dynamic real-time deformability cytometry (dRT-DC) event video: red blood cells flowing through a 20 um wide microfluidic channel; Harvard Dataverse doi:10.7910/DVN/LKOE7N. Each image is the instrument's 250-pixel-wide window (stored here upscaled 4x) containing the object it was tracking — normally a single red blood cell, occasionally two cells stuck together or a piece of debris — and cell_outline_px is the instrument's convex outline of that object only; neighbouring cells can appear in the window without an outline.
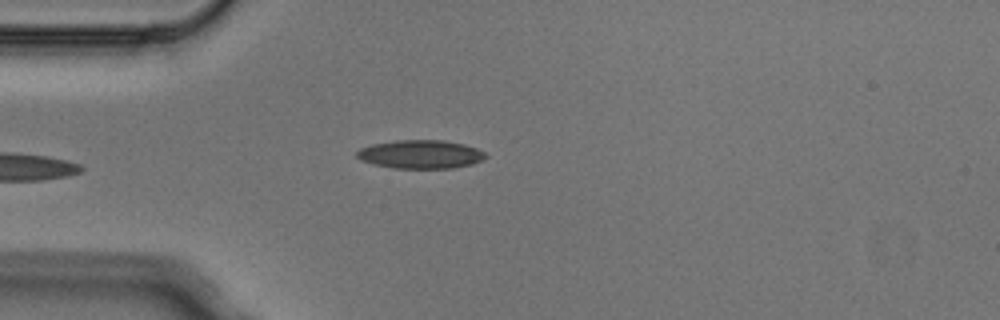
{"species": "Egyptian fruit bat (a non-hibernating species)", "species_latin": "Rousettus aegyptiacus", "temperature_condition": "cold", "stored_images_in_passage": 5, "camera_frame_rate_fps": 3000, "um_per_image_px": 0.085, "animal": {"sex": "male"}, "frame": {"image": 1, "passage_image": 5, "time_ms": 1.333, "image_size_px": [1000, 320], "cell_outline_px": [[488, 156], [472, 164], [452, 168], [392, 168], [360, 160], [356, 156], [356, 152], [360, 148], [372, 144], [396, 140], [444, 140], [464, 144], [476, 148], [484, 152]], "centroid_in_image_um": [35.73, 13.11], "position_along_channel_um": 49.3, "area_um2": 21.33}}